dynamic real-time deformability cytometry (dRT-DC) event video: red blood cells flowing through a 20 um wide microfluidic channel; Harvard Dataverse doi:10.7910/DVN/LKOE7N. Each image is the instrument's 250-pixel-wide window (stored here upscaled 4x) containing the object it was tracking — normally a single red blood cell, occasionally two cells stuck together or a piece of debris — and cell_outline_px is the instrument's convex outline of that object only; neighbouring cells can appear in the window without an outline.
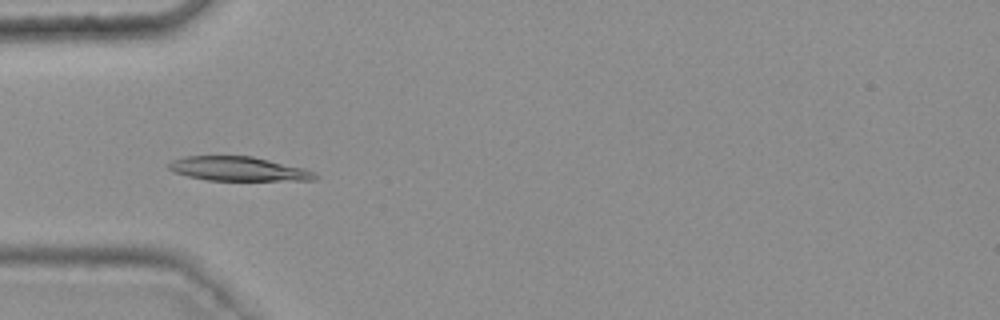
{"species": "common noctule bat (a hibernating species)", "species_latin": "Nyctalus noctula", "temperature_condition": "warm", "stored_images_in_passage": 30, "camera_frame_rate_fps": 3000, "um_per_image_px": 0.085, "animal": {"sex": "female", "body_mass_g": 25.1}, "frame": {"image": 1, "passage_image": 1, "time_ms": 0.0, "image_size_px": [1000, 320], "cell_outline_px": [[320, 176], [316, 180], [208, 180], [188, 176], [172, 172], [168, 168], [168, 164], [172, 160], [184, 156], [252, 156], [304, 168]], "centroid_in_image_um": [20.24, 14.35], "position_along_channel_um": 64.8, "area_um2": 20.58}}
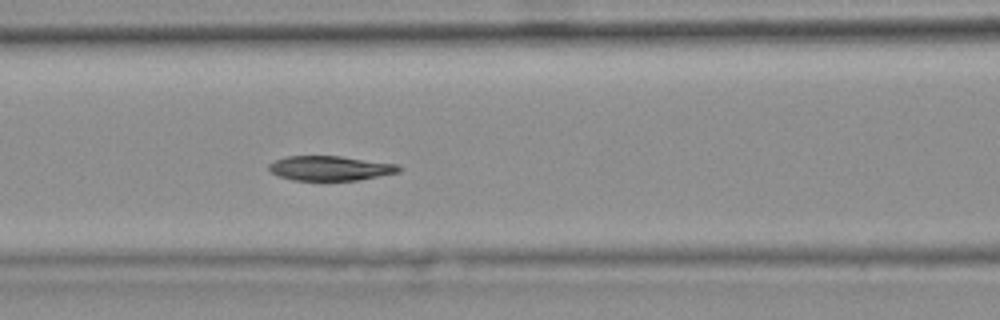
{"frame": {"image": 2, "passage_image": 7, "time_ms": 2.0, "image_size_px": [1000, 320], "cell_outline_px": [[404, 168], [400, 172], [360, 180], [292, 180], [280, 176], [272, 172], [268, 168], [268, 164], [284, 156], [340, 156], [396, 164]], "centroid_in_image_um": [28.09, 14.3], "position_along_channel_um": 138.5, "area_um2": 18.67}}
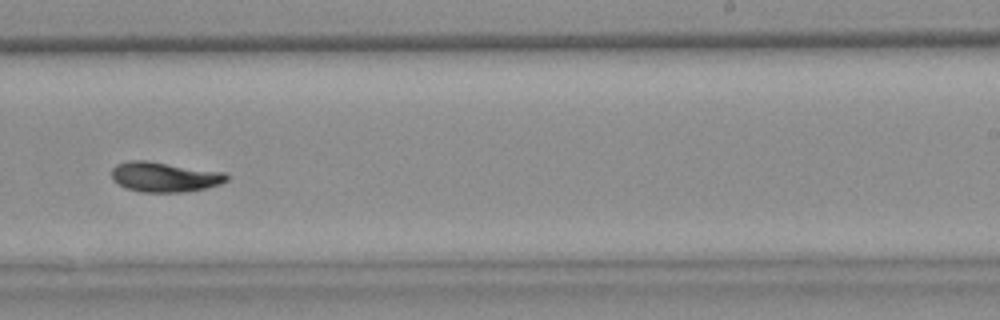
{"frame": {"image": 3, "passage_image": 18, "time_ms": 5.667, "image_size_px": [1000, 320], "cell_outline_px": [[228, 180], [220, 184], [204, 188], [184, 192], [140, 192], [124, 188], [112, 180], [112, 168], [116, 164], [128, 160], [148, 160], [224, 172], [228, 176]], "centroid_in_image_um": [13.94, 15.03], "position_along_channel_um": 275.1, "area_um2": 20.29}, "authors_computed_cell_mechanics": {"area_um2": 19.6809, "velocity_mm_per_s": 3.7292, "shape_relaxation_time_tau1_ms": 4.9618, "shape_relaxation_time_tau2_ms": 4.6105, "deformation_change_tau1": 0.1527, "deformation_change_tau2": 0.0794}}